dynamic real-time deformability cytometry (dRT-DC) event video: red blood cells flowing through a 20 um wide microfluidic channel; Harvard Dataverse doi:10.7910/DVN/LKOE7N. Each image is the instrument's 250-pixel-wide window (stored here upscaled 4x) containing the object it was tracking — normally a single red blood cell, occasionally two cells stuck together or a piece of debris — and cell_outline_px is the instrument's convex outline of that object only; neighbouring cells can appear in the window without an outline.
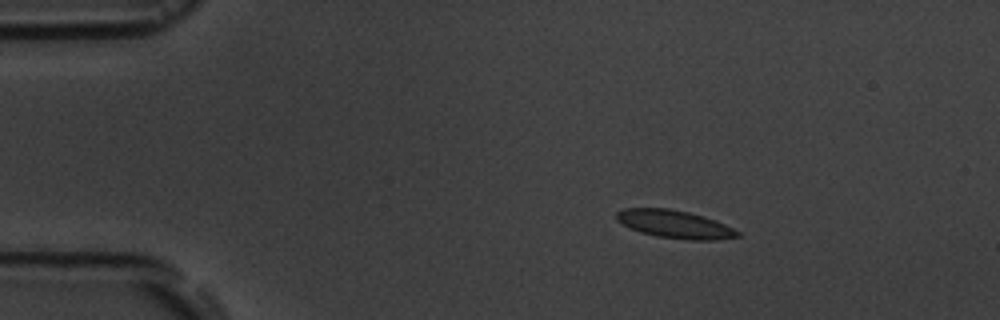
{"species": "common noctule bat (a hibernating species)", "species_latin": "Nyctalus noctula", "temperature_condition": "room temperature", "stored_images_in_passage": 4, "camera_frame_rate_fps": 3000, "um_per_image_px": 0.085, "animal": {"sex": "male", "body_mass_g": 19.5, "forearm_length_mm": 54.6}, "frame": {"image": 1, "passage_image": 2, "time_ms": 2.0, "image_size_px": [1000, 320], "cell_outline_px": [[740, 236], [716, 240], [688, 240], [656, 236], [640, 232], [616, 220], [616, 212], [624, 208], [668, 208], [688, 212], [704, 216], [716, 220], [740, 232]], "centroid_in_image_um": [57.36, 19.06], "position_along_channel_um": 27.6, "area_um2": 19.65}}